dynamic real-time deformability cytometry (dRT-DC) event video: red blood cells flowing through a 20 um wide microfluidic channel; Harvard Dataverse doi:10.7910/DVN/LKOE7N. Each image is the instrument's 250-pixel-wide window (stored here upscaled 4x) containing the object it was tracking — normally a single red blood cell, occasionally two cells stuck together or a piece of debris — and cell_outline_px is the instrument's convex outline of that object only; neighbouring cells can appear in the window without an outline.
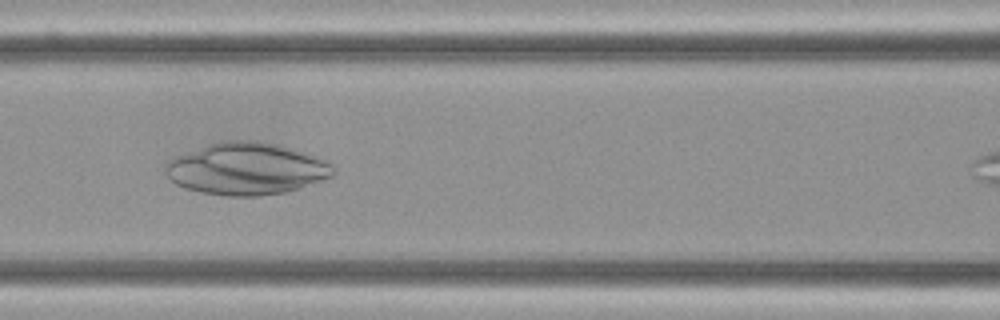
{"species": "Egyptian fruit bat (a non-hibernating species)", "species_latin": "Rousettus aegyptiacus", "temperature_condition": "cold", "stored_images_in_passage": 11, "camera_frame_rate_fps": 3000, "um_per_image_px": 0.085, "frame": {"image": 1, "passage_image": 4, "time_ms": 1.0, "image_size_px": [1000, 320], "cell_outline_px": [[336, 172], [332, 176], [300, 188], [288, 192], [260, 196], [228, 196], [200, 192], [184, 188], [176, 184], [168, 176], [164, 168], [164, 164], [168, 160], [176, 156], [208, 144], [220, 140], [256, 140], [272, 144], [300, 152], [332, 164], [336, 168]], "centroid_in_image_um": [20.9, 14.36], "position_along_channel_um": 145.7, "area_um2": 50.58}}
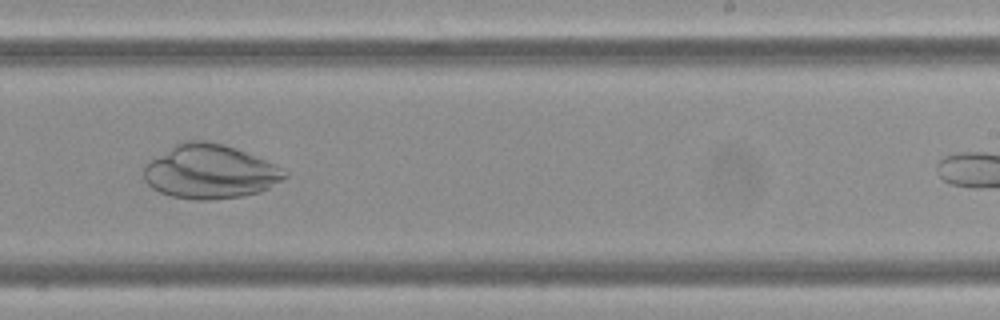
{"frame": {"image": 2, "passage_image": 7, "time_ms": 2.0, "image_size_px": [1000, 320], "cell_outline_px": [[288, 176], [268, 188], [260, 192], [244, 196], [208, 200], [196, 200], [172, 196], [160, 192], [152, 188], [144, 180], [144, 168], [152, 160], [176, 144], [184, 140], [204, 140], [236, 148], [264, 160], [288, 172]], "centroid_in_image_um": [17.85, 14.61], "position_along_channel_um": 271.1, "area_um2": 43.81}}